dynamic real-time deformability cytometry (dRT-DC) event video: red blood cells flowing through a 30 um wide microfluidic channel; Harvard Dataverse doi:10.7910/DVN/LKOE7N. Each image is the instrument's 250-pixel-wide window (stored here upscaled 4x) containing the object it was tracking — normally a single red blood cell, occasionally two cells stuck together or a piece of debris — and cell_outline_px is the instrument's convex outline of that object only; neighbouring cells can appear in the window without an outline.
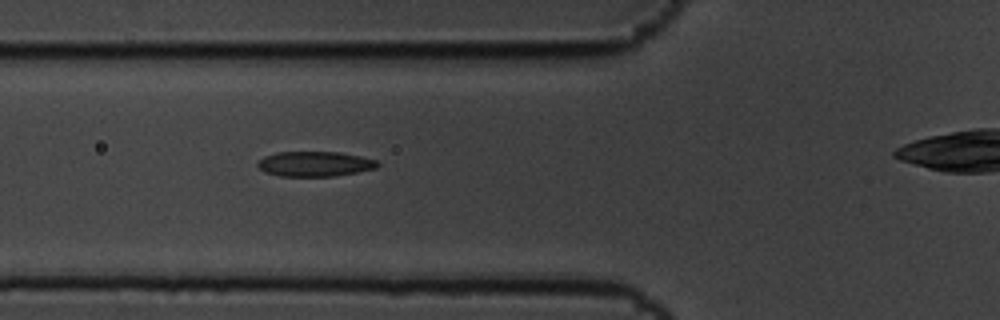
{"species": "common noctule bat (a hibernating species)", "species_latin": "Nyctalus noctula", "temperature_condition": "cold", "stored_images_in_passage": 3, "camera_frame_rate_fps": 3000, "um_per_image_px": 0.085, "animal": {"sex": "male", "body_mass_g": 19.5, "forearm_length_mm": 54.6}, "frame": {"image": 1, "passage_image": 2, "time_ms": 0.333, "image_size_px": [1000, 320], "cell_outline_px": [[380, 164], [376, 168], [336, 176], [280, 176], [264, 172], [256, 164], [264, 156], [276, 152], [340, 152], [360, 156], [376, 160]], "centroid_in_image_um": [26.75, 13.93], "position_along_channel_um": 99.1, "area_um2": 17.46}}